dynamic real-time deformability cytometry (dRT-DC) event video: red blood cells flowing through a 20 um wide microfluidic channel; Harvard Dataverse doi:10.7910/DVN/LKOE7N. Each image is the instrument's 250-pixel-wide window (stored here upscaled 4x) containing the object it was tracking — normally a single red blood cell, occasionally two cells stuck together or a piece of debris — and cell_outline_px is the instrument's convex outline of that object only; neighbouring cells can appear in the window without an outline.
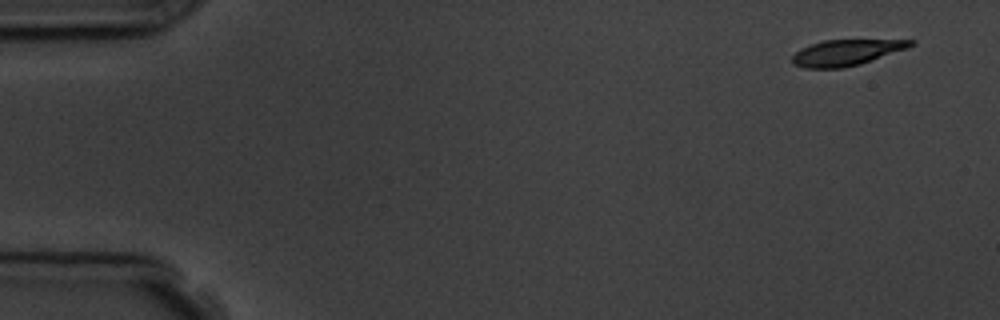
{"species": "common noctule bat (a hibernating species)", "species_latin": "Nyctalus noctula", "temperature_condition": "room temperature", "stored_images_in_passage": 7, "camera_frame_rate_fps": 3000, "um_per_image_px": 0.085, "animal": {"sex": "male", "body_mass_g": 19.5, "forearm_length_mm": 54.6}, "frame": {"image": 1, "passage_image": 1, "time_ms": 0.0, "image_size_px": [1000, 320], "cell_outline_px": [[916, 44], [908, 48], [860, 64], [844, 68], [804, 68], [792, 64], [792, 56], [800, 48], [824, 40], [916, 40]], "centroid_in_image_um": [71.93, 4.47], "position_along_channel_um": 13.1, "area_um2": 17.86}}
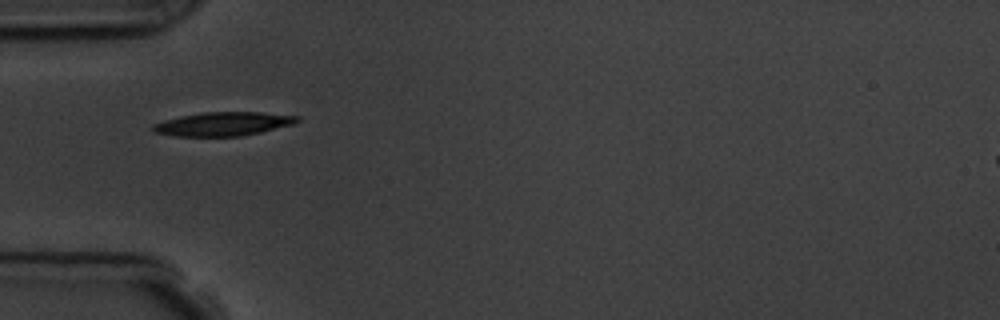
{"frame": {"image": 2, "passage_image": 5, "time_ms": 4.667, "image_size_px": [1000, 320], "cell_outline_px": [[300, 120], [292, 124], [260, 132], [240, 136], [176, 136], [156, 132], [152, 128], [152, 124], [164, 120], [180, 116], [200, 112], [260, 112], [300, 116]], "centroid_in_image_um": [18.96, 10.52], "position_along_channel_um": 66.0, "area_um2": 19.83}}